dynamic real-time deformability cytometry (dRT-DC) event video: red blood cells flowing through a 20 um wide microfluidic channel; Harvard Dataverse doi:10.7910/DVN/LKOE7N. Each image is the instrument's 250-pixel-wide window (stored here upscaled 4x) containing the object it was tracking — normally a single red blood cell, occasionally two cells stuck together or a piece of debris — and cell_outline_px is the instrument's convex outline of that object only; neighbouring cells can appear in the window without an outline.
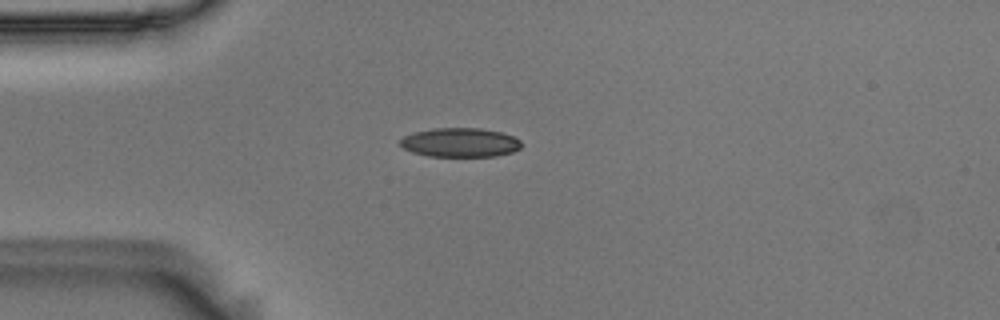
{"species": "Egyptian fruit bat (a non-hibernating species)", "species_latin": "Rousettus aegyptiacus", "temperature_condition": "room temperature", "stored_images_in_passage": 42, "camera_frame_rate_fps": 3000, "um_per_image_px": 0.085, "animal": {"sex": "male"}, "frame": {"image": 1, "passage_image": 1, "time_ms": 0.0, "image_size_px": [1000, 320], "cell_outline_px": [[520, 148], [512, 152], [496, 156], [428, 156], [412, 152], [404, 148], [400, 144], [400, 140], [404, 136], [416, 132], [432, 128], [480, 128], [500, 132], [512, 136], [520, 140]], "centroid_in_image_um": [39.1, 12.11], "position_along_channel_um": 45.9, "area_um2": 20.4}}
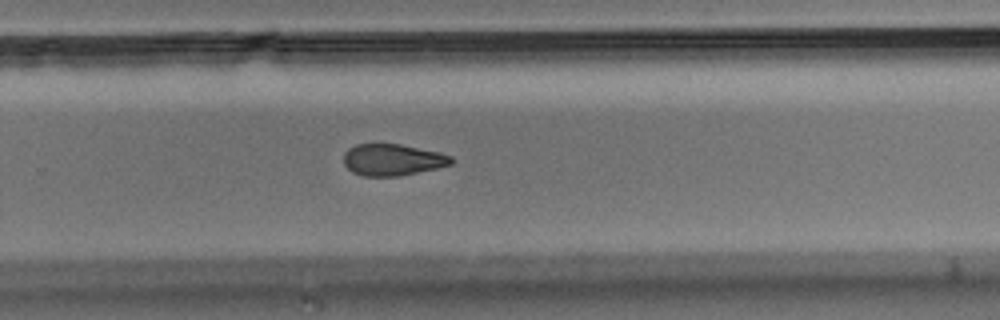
{"frame": {"image": 2, "passage_image": 23, "time_ms": 7.333, "image_size_px": [1000, 320], "cell_outline_px": [[452, 164], [436, 168], [400, 176], [364, 176], [352, 172], [344, 164], [344, 152], [348, 148], [356, 144], [400, 144], [440, 152], [452, 156]], "centroid_in_image_um": [33.36, 13.58], "position_along_channel_um": 296.4, "area_um2": 19.83}}
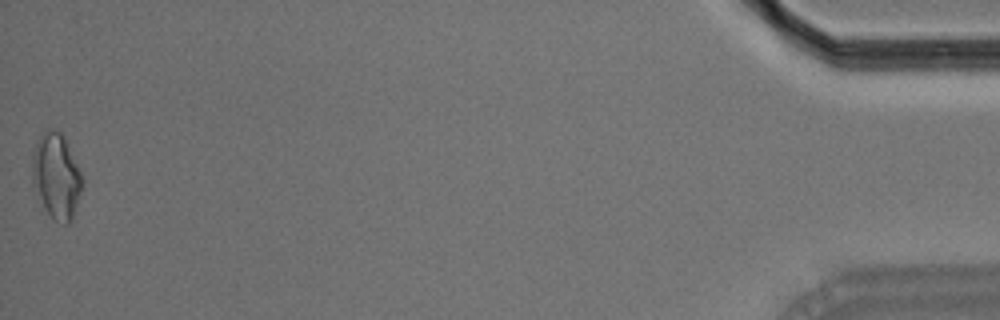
{"frame": {"image": 3, "passage_image": 42, "time_ms": 13.667, "image_size_px": [1000, 320], "cell_outline_px": [[84, 184], [72, 220], [68, 224], [64, 224], [56, 220], [48, 212], [32, 184], [32, 152], [40, 136], [48, 128], [52, 128], [60, 132], [64, 136], [84, 180]], "centroid_in_image_um": [4.8, 14.95], "position_along_channel_um": 430.4, "area_um2": 24.74}, "authors_computed_cell_mechanics": {"area_um2": 20.8947, "velocity_mm_per_s": 3.6285, "shape_relaxation_time_tau1_ms": 7.6465, "shape_relaxation_time_tau2_ms": 5.4962, "deformation_change_tau1": 0.1479, "deformation_change_tau2": 0.1206}}